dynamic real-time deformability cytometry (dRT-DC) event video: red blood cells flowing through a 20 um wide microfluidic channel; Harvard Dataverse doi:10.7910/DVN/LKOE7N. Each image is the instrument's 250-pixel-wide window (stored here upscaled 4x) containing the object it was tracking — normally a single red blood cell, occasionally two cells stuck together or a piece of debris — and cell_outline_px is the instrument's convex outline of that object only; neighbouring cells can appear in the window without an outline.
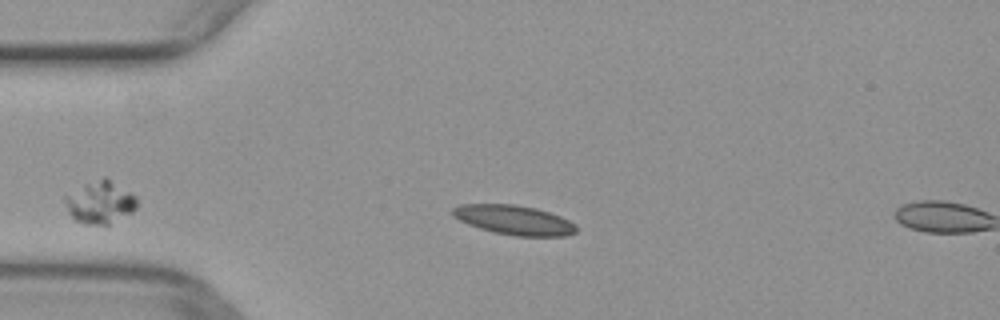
{"species": "common noctule bat (a hibernating species)", "species_latin": "Nyctalus noctula", "temperature_condition": "warm", "stored_images_in_passage": 3, "camera_frame_rate_fps": 3000, "um_per_image_px": 0.085, "animal": {"sex": "female", "body_mass_g": 29.2, "forearm_length_mm": 56.3}, "frame": {"image": 1, "passage_image": 2, "time_ms": 0.333, "image_size_px": [1000, 320], "cell_outline_px": [[576, 232], [568, 236], [516, 236], [496, 232], [480, 228], [468, 224], [452, 216], [452, 208], [460, 204], [516, 204], [536, 208], [560, 216], [576, 224]], "centroid_in_image_um": [43.7, 18.69], "position_along_channel_um": 41.3, "area_um2": 21.21}}